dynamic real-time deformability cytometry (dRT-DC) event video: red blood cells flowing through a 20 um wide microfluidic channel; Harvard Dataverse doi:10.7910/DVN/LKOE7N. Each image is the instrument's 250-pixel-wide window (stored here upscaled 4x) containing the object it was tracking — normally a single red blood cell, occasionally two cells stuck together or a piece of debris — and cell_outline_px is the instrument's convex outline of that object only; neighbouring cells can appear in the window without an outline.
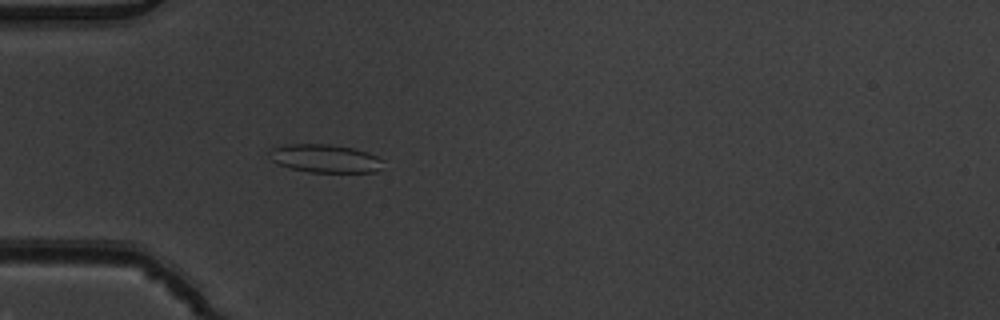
{"species": "common noctule bat (a hibernating species)", "species_latin": "Nyctalus noctula", "temperature_condition": "warm", "stored_images_in_passage": 3, "camera_frame_rate_fps": 3000, "um_per_image_px": 0.085, "animal": {"sex": "male", "body_mass_g": 19.5, "forearm_length_mm": 54.6}, "frame": {"image": 1, "passage_image": 3, "time_ms": 0.667, "image_size_px": [1000, 320], "cell_outline_px": [[384, 160], [380, 168], [376, 172], [308, 172], [288, 168], [276, 164], [272, 160], [268, 152], [272, 148], [288, 144], [332, 144], [352, 148], [368, 152]], "centroid_in_image_um": [27.61, 13.47], "position_along_channel_um": 57.4, "area_um2": 18.84}}